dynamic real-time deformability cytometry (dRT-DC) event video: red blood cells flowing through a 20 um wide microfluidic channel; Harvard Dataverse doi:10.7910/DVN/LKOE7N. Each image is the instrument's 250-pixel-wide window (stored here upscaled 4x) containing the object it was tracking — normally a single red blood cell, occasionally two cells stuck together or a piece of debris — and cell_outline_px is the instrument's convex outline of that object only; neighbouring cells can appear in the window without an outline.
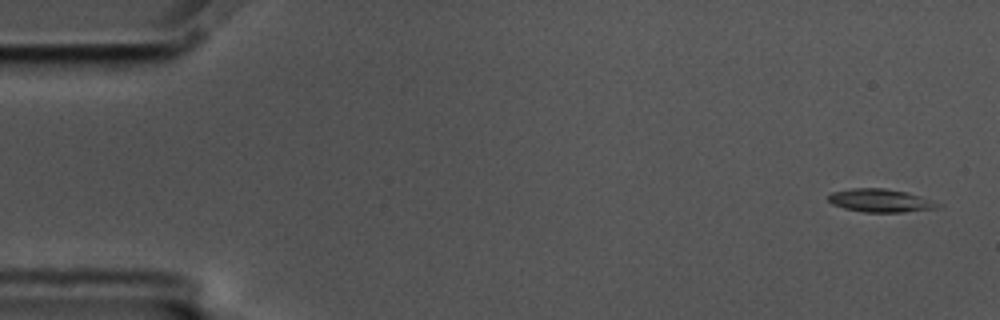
{"species": "common noctule bat (a hibernating species)", "species_latin": "Nyctalus noctula", "temperature_condition": "cold", "stored_images_in_passage": 57, "camera_frame_rate_fps": 3000, "um_per_image_px": 0.085, "animal": {"sex": "male", "body_mass_g": 17.5, "forearm_length_mm": 52.3}, "frame": {"image": 1, "passage_image": 1, "time_ms": 0.0, "image_size_px": [1000, 320], "cell_outline_px": [[944, 204], [940, 208], [904, 212], [864, 212], [844, 208], [832, 204], [828, 200], [828, 196], [832, 192], [852, 188], [884, 188], [904, 192]], "centroid_in_image_um": [74.84, 17.05], "position_along_channel_um": 10.2, "area_um2": 14.68}}
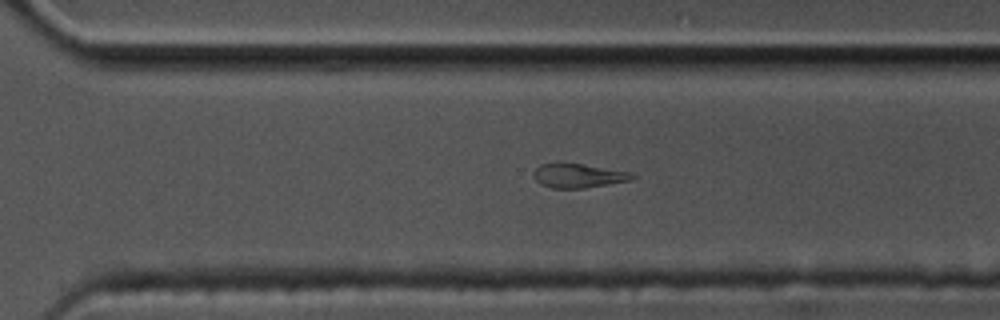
{"frame": {"image": 2, "passage_image": 39, "time_ms": 12.667, "image_size_px": [1000, 320], "cell_outline_px": [[636, 176], [632, 180], [584, 188], [552, 188], [540, 184], [536, 180], [532, 172], [540, 164], [560, 160], [564, 160], [632, 172]], "centroid_in_image_um": [49.13, 14.88], "position_along_channel_um": 321.5, "area_um2": 14.57}}
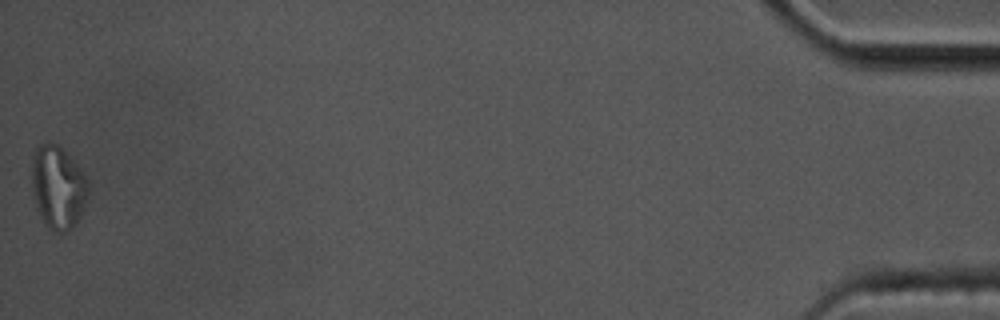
{"frame": {"image": 3, "passage_image": 57, "time_ms": 18.667, "image_size_px": [1000, 320], "cell_outline_px": [[88, 200], [76, 224], [72, 228], [64, 232], [56, 232], [48, 228], [40, 216], [36, 208], [32, 196], [32, 156], [36, 148], [40, 144], [48, 140], [56, 144], [80, 168], [88, 180]], "centroid_in_image_um": [4.92, 15.94], "position_along_channel_um": 430.3, "area_um2": 27.57}, "authors_computed_cell_mechanics": {"area_um2": 14.9702, "velocity_mm_per_s": 3.4467, "shape_relaxation_time_tau1_ms": 8.9896, "shape_relaxation_time_tau2_ms": 6.8873, "deformation_change_tau1": 0.247, "deformation_change_tau2": 0.1589}}